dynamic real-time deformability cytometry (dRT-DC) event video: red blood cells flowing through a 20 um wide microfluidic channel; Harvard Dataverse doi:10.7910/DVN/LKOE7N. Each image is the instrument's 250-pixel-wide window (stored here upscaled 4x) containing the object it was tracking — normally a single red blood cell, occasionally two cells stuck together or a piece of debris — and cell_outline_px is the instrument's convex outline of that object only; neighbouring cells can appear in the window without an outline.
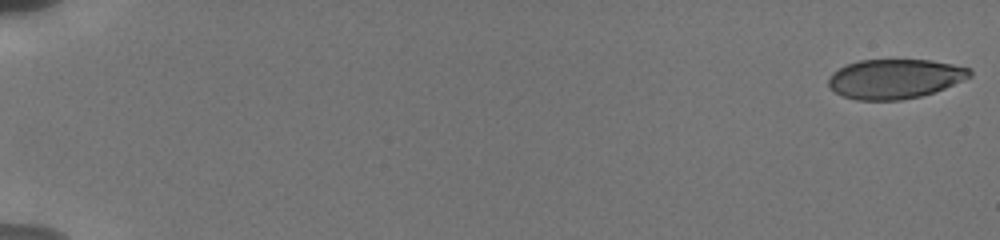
{"species": "human", "species_latin": "Homo sapiens", "temperature_condition": "cold", "stored_images_in_passage": 80, "camera_frame_rate_fps": 3000, "um_per_image_px": 0.085, "donor": {"sex": "male"}, "frame": {"image": 1, "passage_image": 1, "time_ms": 0.0, "image_size_px": [1000, 240], "cell_outline_px": [[972, 76], [944, 88], [920, 96], [900, 100], [856, 100], [844, 96], [828, 88], [828, 76], [832, 72], [848, 64], [860, 60], [932, 60], [972, 68]], "centroid_in_image_um": [76.05, 6.69], "position_along_channel_um": 9.0, "area_um2": 32.54}}
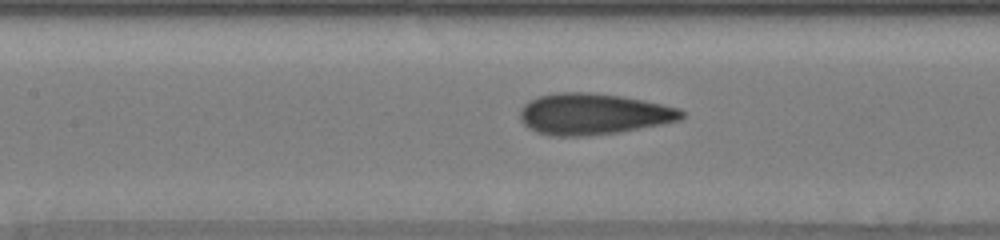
{"frame": {"image": 2, "passage_image": 36, "time_ms": 9.0, "image_size_px": [1000, 240], "cell_outline_px": [[684, 116], [680, 120], [620, 132], [588, 136], [552, 136], [536, 132], [528, 128], [520, 120], [520, 108], [528, 100], [540, 96], [556, 92], [592, 92], [620, 96], [644, 100], [680, 108], [684, 112]], "centroid_in_image_um": [50.4, 9.69], "position_along_channel_um": 157.0, "area_um2": 39.02}}
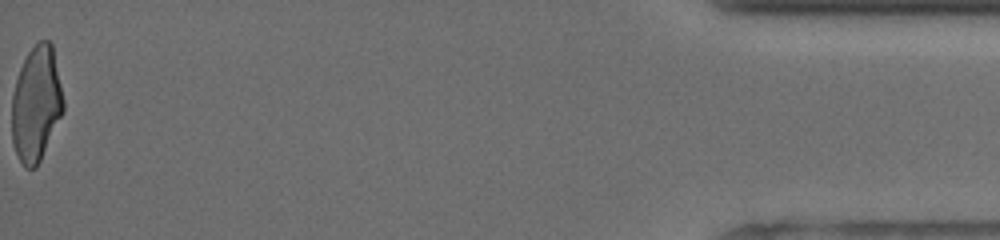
{"frame": {"image": 3, "passage_image": 79, "time_ms": 18.333, "image_size_px": [1000, 240], "cell_outline_px": [[64, 112], [36, 168], [24, 168], [12, 144], [12, 96], [16, 80], [20, 68], [28, 52], [40, 40], [48, 40], [52, 44], [64, 100]], "centroid_in_image_um": [3.08, 8.85], "position_along_channel_um": 432.1, "area_um2": 34.51}, "authors_computed_cell_mechanics": {"area_um2": 36.1828, "velocity_mm_per_s": 3.8299, "shape_relaxation_time_tau1_ms": 5.041, "shape_relaxation_time_tau2_ms": 0.9608, "deformation_change_tau1": 0.1816, "deformation_change_tau2": 0.0665}}